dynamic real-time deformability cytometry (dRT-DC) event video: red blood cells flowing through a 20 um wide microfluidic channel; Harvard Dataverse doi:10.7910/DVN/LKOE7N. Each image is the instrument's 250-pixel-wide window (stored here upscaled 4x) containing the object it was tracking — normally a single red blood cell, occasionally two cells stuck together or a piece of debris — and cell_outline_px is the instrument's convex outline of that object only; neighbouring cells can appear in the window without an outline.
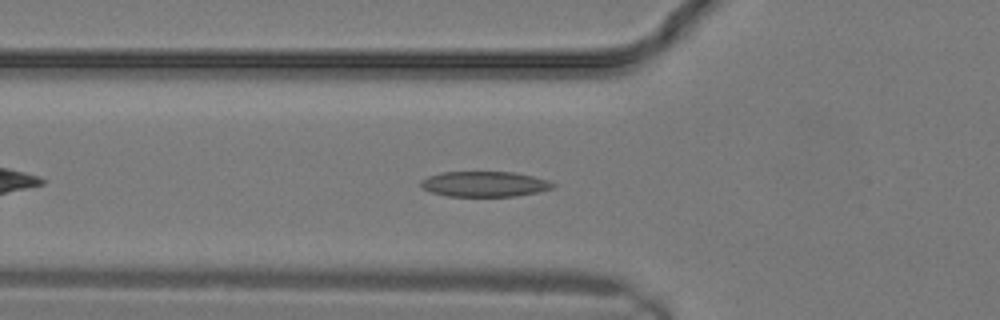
{"species": "common noctule bat (a hibernating species)", "species_latin": "Nyctalus noctula", "temperature_condition": "warm", "stored_images_in_passage": 6, "camera_frame_rate_fps": 3000, "um_per_image_px": 0.085, "animal": {"sex": "male", "body_mass_g": 19.2, "forearm_length_mm": 51.8}, "frame": {"image": 1, "passage_image": 4, "time_ms": 1.0, "image_size_px": [1000, 320], "cell_outline_px": [[556, 184], [552, 188], [540, 192], [516, 196], [448, 196], [432, 192], [424, 188], [420, 184], [420, 180], [428, 176], [440, 172], [516, 172], [548, 180]], "centroid_in_image_um": [41.2, 15.64], "position_along_channel_um": 84.6, "area_um2": 19.54}}
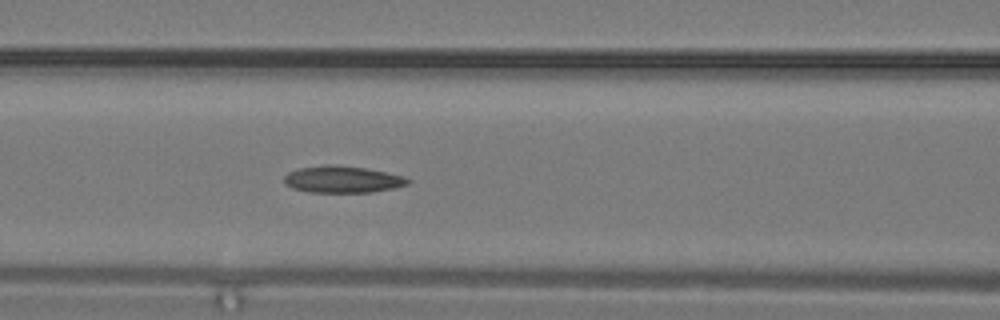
{"frame": {"image": 2, "passage_image": 6, "time_ms": 1.667, "image_size_px": [1000, 320], "cell_outline_px": [[412, 180], [408, 184], [392, 188], [372, 192], [308, 192], [292, 188], [284, 184], [284, 176], [288, 172], [300, 168], [328, 164], [364, 168], [404, 176]], "centroid_in_image_um": [29.08, 15.25], "position_along_channel_um": 137.5, "area_um2": 19.19}}